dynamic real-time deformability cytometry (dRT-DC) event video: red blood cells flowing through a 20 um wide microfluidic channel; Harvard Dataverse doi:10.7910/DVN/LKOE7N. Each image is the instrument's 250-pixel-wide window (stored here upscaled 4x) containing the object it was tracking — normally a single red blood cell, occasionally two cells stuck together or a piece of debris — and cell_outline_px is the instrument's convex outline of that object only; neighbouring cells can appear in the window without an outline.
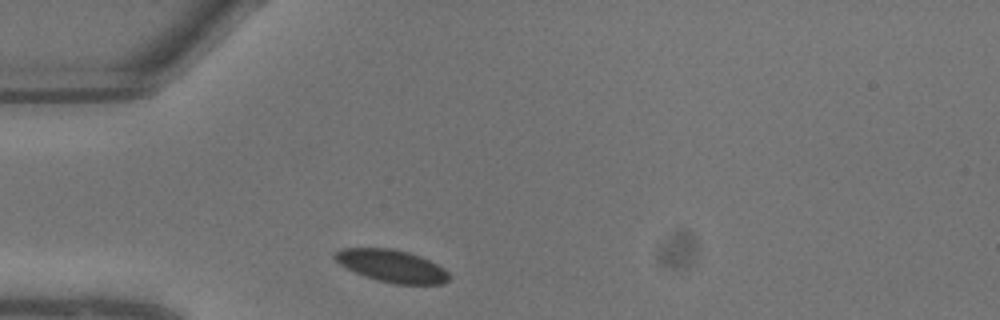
{"species": "common noctule bat (a hibernating species)", "species_latin": "Nyctalus noctula", "temperature_condition": "warm", "stored_images_in_passage": 3, "camera_frame_rate_fps": 3000, "um_per_image_px": 0.085, "animal": {"sex": "male", "body_mass_g": 13.3}, "frame": {"image": 1, "passage_image": 1, "time_ms": 0.0, "image_size_px": [1000, 320], "cell_outline_px": [[452, 276], [444, 284], [396, 284], [376, 280], [364, 276], [340, 264], [332, 256], [336, 252], [344, 248], [392, 248], [408, 252], [420, 256], [444, 268]], "centroid_in_image_um": [33.33, 22.61], "position_along_channel_um": 51.7, "area_um2": 21.5}}
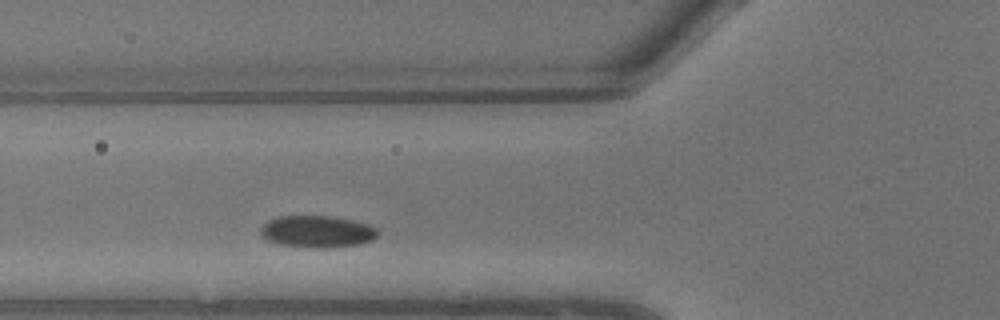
{"frame": {"image": 2, "passage_image": 3, "time_ms": 0.667, "image_size_px": [1000, 320], "cell_outline_px": [[380, 232], [372, 240], [360, 244], [328, 248], [308, 248], [280, 244], [268, 240], [260, 236], [260, 228], [268, 220], [280, 216], [332, 216], [352, 220], [368, 224], [376, 228]], "centroid_in_image_um": [26.96, 19.69], "position_along_channel_um": 98.8, "area_um2": 21.96}}